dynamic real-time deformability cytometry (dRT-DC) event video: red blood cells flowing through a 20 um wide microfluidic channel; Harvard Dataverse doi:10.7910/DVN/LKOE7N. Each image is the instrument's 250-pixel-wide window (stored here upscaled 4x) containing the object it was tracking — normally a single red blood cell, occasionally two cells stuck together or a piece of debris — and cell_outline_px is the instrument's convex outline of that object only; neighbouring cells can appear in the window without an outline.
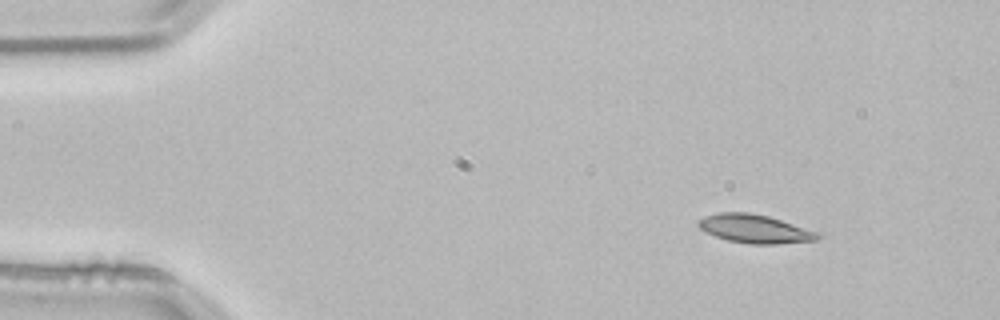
{"species": "common noctule bat (a hibernating species)", "species_latin": "Nyctalus noctula", "temperature_condition": "room temperature", "stored_images_in_passage": 2, "camera_frame_rate_fps": 3000, "um_per_image_px": 0.085, "animal": {"sex": "male", "body_mass_g": 21.5, "forearm_length_mm": 52.0}, "frame": {"image": 1, "passage_image": 1, "time_ms": 0.0, "image_size_px": [1000, 320], "cell_outline_px": [[820, 236], [816, 240], [776, 244], [748, 244], [728, 240], [716, 236], [700, 228], [696, 224], [704, 216], [720, 212], [748, 212], [768, 216], [820, 232]], "centroid_in_image_um": [64.17, 19.45], "position_along_channel_um": 20.8, "area_um2": 19.71}}